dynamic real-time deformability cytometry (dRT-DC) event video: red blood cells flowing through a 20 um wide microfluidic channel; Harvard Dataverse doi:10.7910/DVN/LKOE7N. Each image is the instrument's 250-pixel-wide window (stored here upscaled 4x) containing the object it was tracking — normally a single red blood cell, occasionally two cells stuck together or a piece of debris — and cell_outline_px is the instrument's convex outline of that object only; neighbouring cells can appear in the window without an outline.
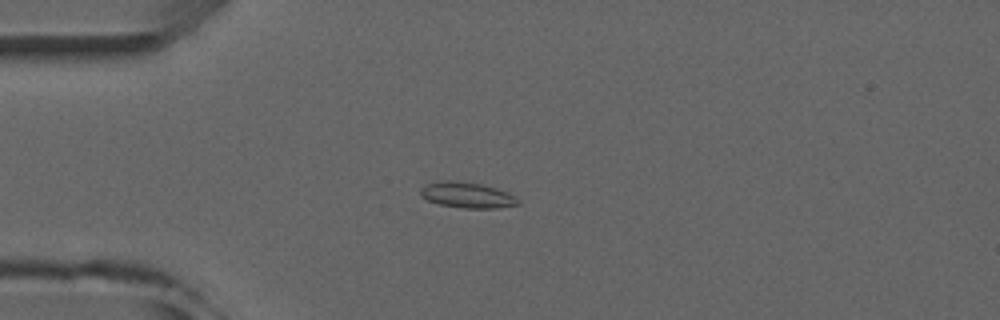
{"species": "common noctule bat (a hibernating species)", "species_latin": "Nyctalus noctula", "temperature_condition": "room temperature", "stored_images_in_passage": 5, "camera_frame_rate_fps": 3000, "um_per_image_px": 0.085, "animal": {"sex": "male", "forearm_length_mm": 52.5}, "frame": {"image": 1, "passage_image": 3, "time_ms": 2.333, "image_size_px": [1000, 320], "cell_outline_px": [[520, 204], [496, 208], [464, 208], [440, 204], [428, 200], [420, 196], [420, 188], [424, 184], [440, 180], [452, 180], [480, 184], [496, 188], [508, 192], [520, 200]], "centroid_in_image_um": [39.68, 16.57], "position_along_channel_um": 45.3, "area_um2": 14.68}}
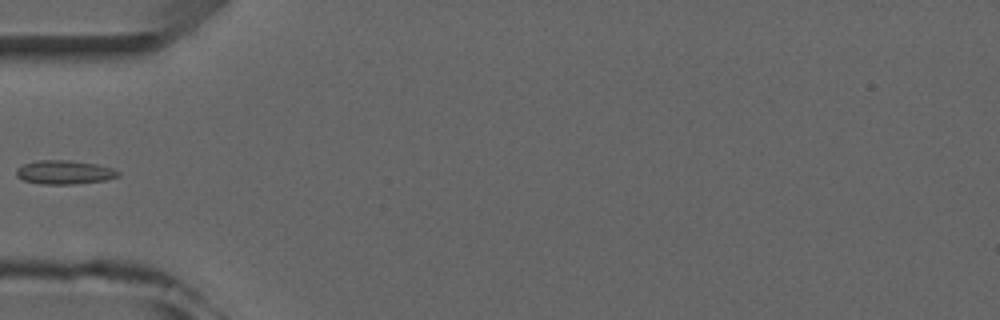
{"frame": {"image": 2, "passage_image": 4, "time_ms": 3.667, "image_size_px": [1000, 320], "cell_outline_px": [[120, 176], [108, 180], [76, 184], [44, 184], [24, 180], [16, 176], [16, 168], [24, 164], [36, 160], [68, 160], [96, 164], [112, 168], [120, 172]], "centroid_in_image_um": [5.5, 14.64], "position_along_channel_um": 79.5, "area_um2": 14.22}}
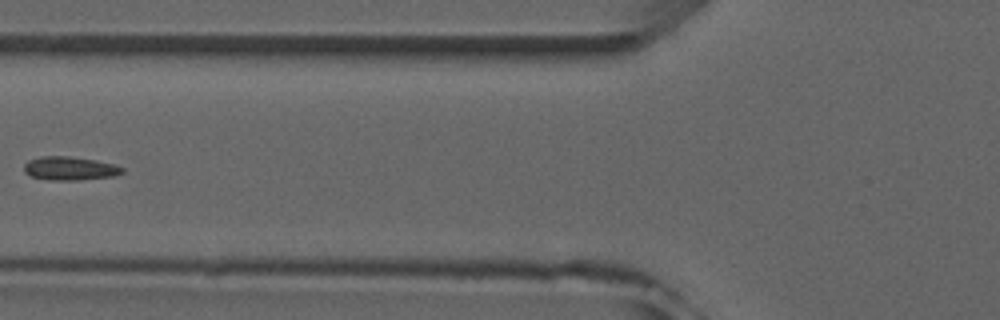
{"frame": {"image": 3, "passage_image": 5, "time_ms": 4.667, "image_size_px": [1000, 320], "cell_outline_px": [[124, 172], [112, 176], [76, 180], [48, 180], [32, 176], [24, 172], [24, 164], [28, 160], [40, 156], [68, 156], [96, 160], [116, 164], [124, 168]], "centroid_in_image_um": [5.93, 14.3], "position_along_channel_um": 119.9, "area_um2": 13.53}}